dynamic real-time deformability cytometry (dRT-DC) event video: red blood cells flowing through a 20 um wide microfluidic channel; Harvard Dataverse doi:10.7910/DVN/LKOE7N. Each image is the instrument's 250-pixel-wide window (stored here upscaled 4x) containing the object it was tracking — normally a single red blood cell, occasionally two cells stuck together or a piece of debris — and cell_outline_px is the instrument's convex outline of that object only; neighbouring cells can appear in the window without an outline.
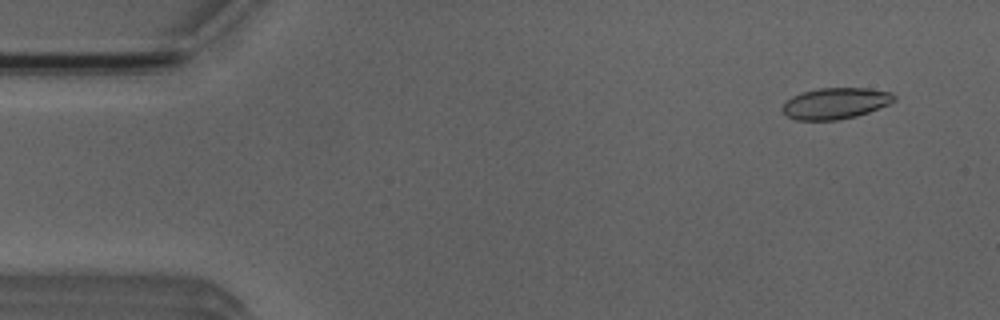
{"species": "Egyptian fruit bat (a non-hibernating species)", "species_latin": "Rousettus aegyptiacus", "temperature_condition": "room temperature", "stored_images_in_passage": 5, "segment_of_instrument_passage": [2, 2], "camera_frame_rate_fps": 3000, "um_per_image_px": 0.085, "animal": {"sex": "male"}, "frame": {"image": 1, "passage_image": 5, "time_ms": 5.667, "image_size_px": [1000, 320], "cell_outline_px": [[896, 100], [888, 104], [868, 112], [856, 116], [836, 120], [796, 120], [784, 116], [780, 108], [792, 96], [804, 92], [820, 88], [868, 88], [892, 92], [896, 96]], "centroid_in_image_um": [71.0, 8.79], "position_along_channel_um": 14.0, "area_um2": 20.35}}